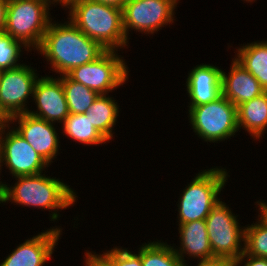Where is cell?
I'll return each mask as SVG.
<instances>
[{"label":"cell","instance_id":"obj_20","mask_svg":"<svg viewBox=\"0 0 267 266\" xmlns=\"http://www.w3.org/2000/svg\"><path fill=\"white\" fill-rule=\"evenodd\" d=\"M235 48L234 59L267 91V40L249 42Z\"/></svg>","mask_w":267,"mask_h":266},{"label":"cell","instance_id":"obj_3","mask_svg":"<svg viewBox=\"0 0 267 266\" xmlns=\"http://www.w3.org/2000/svg\"><path fill=\"white\" fill-rule=\"evenodd\" d=\"M66 10L67 19L104 49L120 52L128 48L121 8L94 0H73Z\"/></svg>","mask_w":267,"mask_h":266},{"label":"cell","instance_id":"obj_34","mask_svg":"<svg viewBox=\"0 0 267 266\" xmlns=\"http://www.w3.org/2000/svg\"><path fill=\"white\" fill-rule=\"evenodd\" d=\"M45 2H47L50 6H56V4L58 5H61V8L63 9V0H43ZM56 3V4H55Z\"/></svg>","mask_w":267,"mask_h":266},{"label":"cell","instance_id":"obj_23","mask_svg":"<svg viewBox=\"0 0 267 266\" xmlns=\"http://www.w3.org/2000/svg\"><path fill=\"white\" fill-rule=\"evenodd\" d=\"M59 78L62 81L69 113L85 114L99 94L71 80L67 75H61Z\"/></svg>","mask_w":267,"mask_h":266},{"label":"cell","instance_id":"obj_32","mask_svg":"<svg viewBox=\"0 0 267 266\" xmlns=\"http://www.w3.org/2000/svg\"><path fill=\"white\" fill-rule=\"evenodd\" d=\"M97 2H101L103 4H108L112 6H116L118 8H123V6L129 1V0H94Z\"/></svg>","mask_w":267,"mask_h":266},{"label":"cell","instance_id":"obj_30","mask_svg":"<svg viewBox=\"0 0 267 266\" xmlns=\"http://www.w3.org/2000/svg\"><path fill=\"white\" fill-rule=\"evenodd\" d=\"M265 200H258L255 203V207H258V216H256V218H258L265 226H267V203L264 202ZM260 212V213H259Z\"/></svg>","mask_w":267,"mask_h":266},{"label":"cell","instance_id":"obj_1","mask_svg":"<svg viewBox=\"0 0 267 266\" xmlns=\"http://www.w3.org/2000/svg\"><path fill=\"white\" fill-rule=\"evenodd\" d=\"M51 20L36 50L50 64V70L66 75L73 68L95 61L104 49L97 41L81 32L69 19L64 23ZM50 62V63H49Z\"/></svg>","mask_w":267,"mask_h":266},{"label":"cell","instance_id":"obj_28","mask_svg":"<svg viewBox=\"0 0 267 266\" xmlns=\"http://www.w3.org/2000/svg\"><path fill=\"white\" fill-rule=\"evenodd\" d=\"M235 266H267L266 258L247 255L245 252L235 261Z\"/></svg>","mask_w":267,"mask_h":266},{"label":"cell","instance_id":"obj_17","mask_svg":"<svg viewBox=\"0 0 267 266\" xmlns=\"http://www.w3.org/2000/svg\"><path fill=\"white\" fill-rule=\"evenodd\" d=\"M178 226L180 245L178 248L175 244L172 245L184 264L187 262L185 258L203 260L215 257L211 250L205 220L178 224Z\"/></svg>","mask_w":267,"mask_h":266},{"label":"cell","instance_id":"obj_31","mask_svg":"<svg viewBox=\"0 0 267 266\" xmlns=\"http://www.w3.org/2000/svg\"><path fill=\"white\" fill-rule=\"evenodd\" d=\"M8 0H0V32L4 31L6 26Z\"/></svg>","mask_w":267,"mask_h":266},{"label":"cell","instance_id":"obj_29","mask_svg":"<svg viewBox=\"0 0 267 266\" xmlns=\"http://www.w3.org/2000/svg\"><path fill=\"white\" fill-rule=\"evenodd\" d=\"M196 266H235V261L222 258V257H214L211 259H203L197 260ZM184 266H190L188 263H185Z\"/></svg>","mask_w":267,"mask_h":266},{"label":"cell","instance_id":"obj_8","mask_svg":"<svg viewBox=\"0 0 267 266\" xmlns=\"http://www.w3.org/2000/svg\"><path fill=\"white\" fill-rule=\"evenodd\" d=\"M221 199L206 217L208 238L215 257L236 261L244 253L245 226Z\"/></svg>","mask_w":267,"mask_h":266},{"label":"cell","instance_id":"obj_19","mask_svg":"<svg viewBox=\"0 0 267 266\" xmlns=\"http://www.w3.org/2000/svg\"><path fill=\"white\" fill-rule=\"evenodd\" d=\"M119 107L114 96L112 97L109 94L99 95L85 113L93 127L108 141L113 139L115 133L113 130L121 111Z\"/></svg>","mask_w":267,"mask_h":266},{"label":"cell","instance_id":"obj_22","mask_svg":"<svg viewBox=\"0 0 267 266\" xmlns=\"http://www.w3.org/2000/svg\"><path fill=\"white\" fill-rule=\"evenodd\" d=\"M142 266H184L174 251L173 245L157 241H148L141 245Z\"/></svg>","mask_w":267,"mask_h":266},{"label":"cell","instance_id":"obj_9","mask_svg":"<svg viewBox=\"0 0 267 266\" xmlns=\"http://www.w3.org/2000/svg\"><path fill=\"white\" fill-rule=\"evenodd\" d=\"M180 0H129L122 8L123 28L129 41L131 30L143 34H157L162 27L170 26ZM130 31V32H129Z\"/></svg>","mask_w":267,"mask_h":266},{"label":"cell","instance_id":"obj_37","mask_svg":"<svg viewBox=\"0 0 267 266\" xmlns=\"http://www.w3.org/2000/svg\"><path fill=\"white\" fill-rule=\"evenodd\" d=\"M242 1L252 4L253 2H255L257 0H242Z\"/></svg>","mask_w":267,"mask_h":266},{"label":"cell","instance_id":"obj_33","mask_svg":"<svg viewBox=\"0 0 267 266\" xmlns=\"http://www.w3.org/2000/svg\"><path fill=\"white\" fill-rule=\"evenodd\" d=\"M2 169H3V168H2L1 148H0V174H1ZM0 180H1V178H0ZM5 183H6V182H2V181H0V199H1L2 194H3V191H4Z\"/></svg>","mask_w":267,"mask_h":266},{"label":"cell","instance_id":"obj_12","mask_svg":"<svg viewBox=\"0 0 267 266\" xmlns=\"http://www.w3.org/2000/svg\"><path fill=\"white\" fill-rule=\"evenodd\" d=\"M8 123L24 138L37 154L51 165L60 151V137L55 123L47 122L29 114H19L11 117ZM57 129V130H56Z\"/></svg>","mask_w":267,"mask_h":266},{"label":"cell","instance_id":"obj_10","mask_svg":"<svg viewBox=\"0 0 267 266\" xmlns=\"http://www.w3.org/2000/svg\"><path fill=\"white\" fill-rule=\"evenodd\" d=\"M36 68L21 64L17 68L1 70L0 113L8 121L11 117L28 112V100L33 99L34 86L39 78ZM28 99V100H27Z\"/></svg>","mask_w":267,"mask_h":266},{"label":"cell","instance_id":"obj_26","mask_svg":"<svg viewBox=\"0 0 267 266\" xmlns=\"http://www.w3.org/2000/svg\"><path fill=\"white\" fill-rule=\"evenodd\" d=\"M111 250L101 251V253L114 265V266H142L141 261V245L138 252L135 254L128 248L122 246H113ZM134 252V253H133Z\"/></svg>","mask_w":267,"mask_h":266},{"label":"cell","instance_id":"obj_2","mask_svg":"<svg viewBox=\"0 0 267 266\" xmlns=\"http://www.w3.org/2000/svg\"><path fill=\"white\" fill-rule=\"evenodd\" d=\"M38 174L15 177L14 185L5 183L0 204L10 201L17 206L49 210L50 221L57 222L60 210L69 209L78 200L77 193L60 178ZM60 209V210H59ZM59 211V212H58Z\"/></svg>","mask_w":267,"mask_h":266},{"label":"cell","instance_id":"obj_7","mask_svg":"<svg viewBox=\"0 0 267 266\" xmlns=\"http://www.w3.org/2000/svg\"><path fill=\"white\" fill-rule=\"evenodd\" d=\"M119 54L116 50H106L95 61L75 67L66 75L99 95L112 93L129 79V67Z\"/></svg>","mask_w":267,"mask_h":266},{"label":"cell","instance_id":"obj_6","mask_svg":"<svg viewBox=\"0 0 267 266\" xmlns=\"http://www.w3.org/2000/svg\"><path fill=\"white\" fill-rule=\"evenodd\" d=\"M187 113L191 129L207 144L232 139L240 132L237 107L223 95L209 103L189 107Z\"/></svg>","mask_w":267,"mask_h":266},{"label":"cell","instance_id":"obj_24","mask_svg":"<svg viewBox=\"0 0 267 266\" xmlns=\"http://www.w3.org/2000/svg\"><path fill=\"white\" fill-rule=\"evenodd\" d=\"M245 225L244 252L247 255L267 259V226L258 218Z\"/></svg>","mask_w":267,"mask_h":266},{"label":"cell","instance_id":"obj_27","mask_svg":"<svg viewBox=\"0 0 267 266\" xmlns=\"http://www.w3.org/2000/svg\"><path fill=\"white\" fill-rule=\"evenodd\" d=\"M83 266H114L103 254L85 250Z\"/></svg>","mask_w":267,"mask_h":266},{"label":"cell","instance_id":"obj_18","mask_svg":"<svg viewBox=\"0 0 267 266\" xmlns=\"http://www.w3.org/2000/svg\"><path fill=\"white\" fill-rule=\"evenodd\" d=\"M238 127L259 141L267 130V91L237 107Z\"/></svg>","mask_w":267,"mask_h":266},{"label":"cell","instance_id":"obj_13","mask_svg":"<svg viewBox=\"0 0 267 266\" xmlns=\"http://www.w3.org/2000/svg\"><path fill=\"white\" fill-rule=\"evenodd\" d=\"M62 230V227L52 226L25 239L2 260L0 266H45L49 260H52V255L63 234Z\"/></svg>","mask_w":267,"mask_h":266},{"label":"cell","instance_id":"obj_15","mask_svg":"<svg viewBox=\"0 0 267 266\" xmlns=\"http://www.w3.org/2000/svg\"><path fill=\"white\" fill-rule=\"evenodd\" d=\"M221 71L216 65L202 63L188 72L185 89L190 102L187 107L209 103L222 95Z\"/></svg>","mask_w":267,"mask_h":266},{"label":"cell","instance_id":"obj_4","mask_svg":"<svg viewBox=\"0 0 267 266\" xmlns=\"http://www.w3.org/2000/svg\"><path fill=\"white\" fill-rule=\"evenodd\" d=\"M215 167V168H214ZM226 168L213 166L200 170L179 195L177 224L205 220L221 200L220 194L230 177Z\"/></svg>","mask_w":267,"mask_h":266},{"label":"cell","instance_id":"obj_21","mask_svg":"<svg viewBox=\"0 0 267 266\" xmlns=\"http://www.w3.org/2000/svg\"><path fill=\"white\" fill-rule=\"evenodd\" d=\"M63 136L70 138L83 146L102 145L109 141L99 133L85 114H69L61 124Z\"/></svg>","mask_w":267,"mask_h":266},{"label":"cell","instance_id":"obj_36","mask_svg":"<svg viewBox=\"0 0 267 266\" xmlns=\"http://www.w3.org/2000/svg\"><path fill=\"white\" fill-rule=\"evenodd\" d=\"M73 0H63V8L66 9L67 5Z\"/></svg>","mask_w":267,"mask_h":266},{"label":"cell","instance_id":"obj_14","mask_svg":"<svg viewBox=\"0 0 267 266\" xmlns=\"http://www.w3.org/2000/svg\"><path fill=\"white\" fill-rule=\"evenodd\" d=\"M46 75L37 79L33 99L36 110L29 109L28 113L47 122L61 125L68 117L69 109L62 81L59 76Z\"/></svg>","mask_w":267,"mask_h":266},{"label":"cell","instance_id":"obj_11","mask_svg":"<svg viewBox=\"0 0 267 266\" xmlns=\"http://www.w3.org/2000/svg\"><path fill=\"white\" fill-rule=\"evenodd\" d=\"M0 148L2 166L12 178L38 175L50 167L8 122L0 129Z\"/></svg>","mask_w":267,"mask_h":266},{"label":"cell","instance_id":"obj_5","mask_svg":"<svg viewBox=\"0 0 267 266\" xmlns=\"http://www.w3.org/2000/svg\"><path fill=\"white\" fill-rule=\"evenodd\" d=\"M50 7L43 0H8L4 32L35 52L53 19Z\"/></svg>","mask_w":267,"mask_h":266},{"label":"cell","instance_id":"obj_16","mask_svg":"<svg viewBox=\"0 0 267 266\" xmlns=\"http://www.w3.org/2000/svg\"><path fill=\"white\" fill-rule=\"evenodd\" d=\"M229 69L228 73L221 71L222 95L236 107L265 92L259 81L234 58Z\"/></svg>","mask_w":267,"mask_h":266},{"label":"cell","instance_id":"obj_35","mask_svg":"<svg viewBox=\"0 0 267 266\" xmlns=\"http://www.w3.org/2000/svg\"><path fill=\"white\" fill-rule=\"evenodd\" d=\"M8 121L4 118V116L0 113V129L7 123Z\"/></svg>","mask_w":267,"mask_h":266},{"label":"cell","instance_id":"obj_25","mask_svg":"<svg viewBox=\"0 0 267 266\" xmlns=\"http://www.w3.org/2000/svg\"><path fill=\"white\" fill-rule=\"evenodd\" d=\"M24 48V49H23ZM30 52L20 41L14 40L4 31L0 32V70L13 69L20 66L23 51ZM23 52V53H22Z\"/></svg>","mask_w":267,"mask_h":266}]
</instances>
